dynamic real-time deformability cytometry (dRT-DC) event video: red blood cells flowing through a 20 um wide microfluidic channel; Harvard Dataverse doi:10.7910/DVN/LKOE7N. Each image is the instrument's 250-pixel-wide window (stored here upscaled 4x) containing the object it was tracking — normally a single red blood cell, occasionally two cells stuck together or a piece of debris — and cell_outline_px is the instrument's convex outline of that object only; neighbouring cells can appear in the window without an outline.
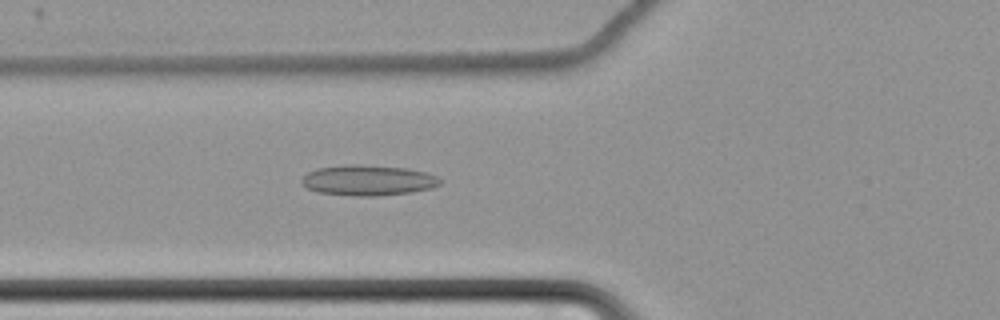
{"species": "common noctule bat (a hibernating species)", "species_latin": "Nyctalus noctula", "temperature_condition": "cold", "stored_images_in_passage": 64, "camera_frame_rate_fps": 3000, "um_per_image_px": 0.085, "animal": {"sex": "female", "body_mass_g": 22.7, "forearm_length_mm": 54.2}, "frame": {"image": 1, "passage_image": 27, "time_ms": 8.667, "image_size_px": [1000, 320], "cell_outline_px": [[444, 180], [440, 184], [432, 188], [412, 192], [376, 196], [352, 196], [320, 192], [308, 188], [300, 180], [308, 172], [316, 168], [348, 164], [356, 164], [408, 168], [424, 172], [436, 176]], "centroid_in_image_um": [31.31, 15.32], "position_along_channel_um": 94.5, "area_um2": 24.62}}
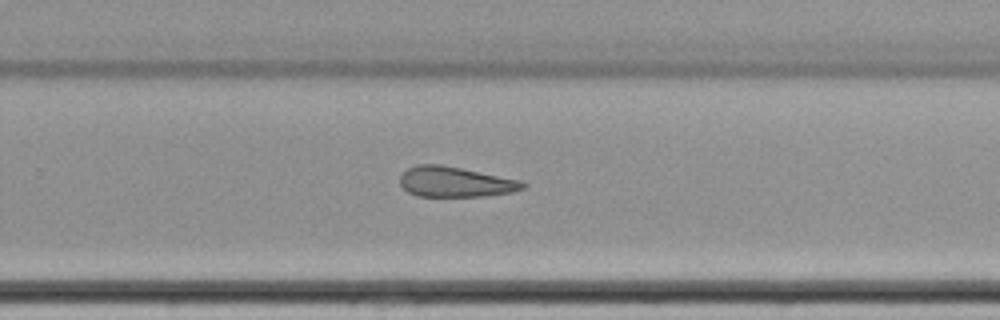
{"frame": {"image": 2, "passage_image": 44, "time_ms": 14.333, "image_size_px": [1000, 320], "cell_outline_px": [[528, 184], [524, 188], [512, 192], [488, 196], [416, 196], [408, 192], [400, 184], [400, 176], [408, 168], [416, 164], [440, 164], [520, 180]], "centroid_in_image_um": [38.69, 15.46], "position_along_channel_um": 291.1, "area_um2": 21.62}}
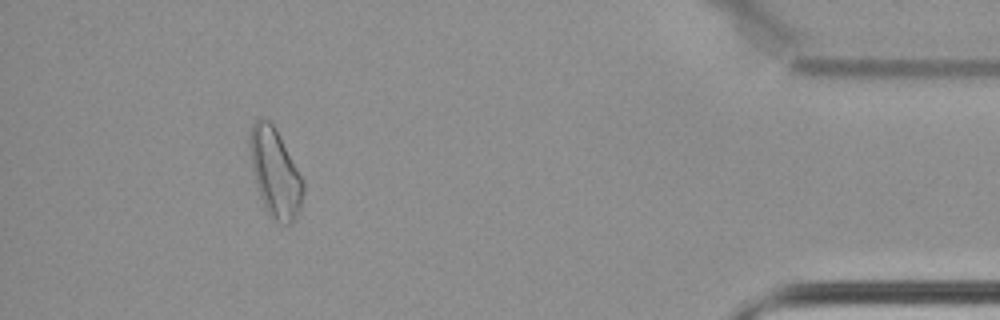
{"frame": {"image": 3, "passage_image": 59, "time_ms": 19.333, "image_size_px": [1000, 320], "cell_outline_px": [[304, 188], [300, 212], [292, 224], [284, 224], [272, 220], [268, 216], [264, 208], [256, 184], [252, 168], [252, 124], [256, 120], [268, 120], [276, 128], [304, 180]], "centroid_in_image_um": [23.45, 14.8], "position_along_channel_um": 411.8, "area_um2": 27.17}}